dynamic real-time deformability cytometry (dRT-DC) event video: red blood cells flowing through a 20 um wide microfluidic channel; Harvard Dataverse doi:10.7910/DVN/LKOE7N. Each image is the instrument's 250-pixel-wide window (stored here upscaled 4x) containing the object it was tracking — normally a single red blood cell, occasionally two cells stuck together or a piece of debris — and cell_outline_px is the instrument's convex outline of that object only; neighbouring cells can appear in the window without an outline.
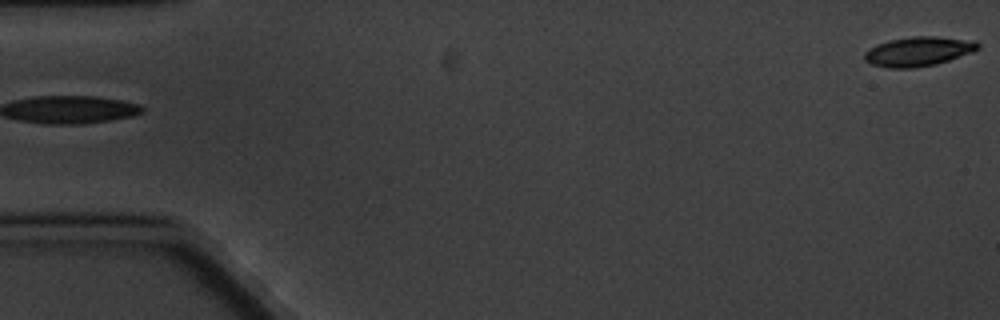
{"species": "common noctule bat (a hibernating species)", "species_latin": "Nyctalus noctula", "temperature_condition": "cold", "stored_images_in_passage": 5, "segment_of_instrument_passage": [2, 2], "camera_frame_rate_fps": 3000, "um_per_image_px": 0.085, "animal": {"sex": "male", "body_mass_g": 20.1, "forearm_length_mm": 53.5}, "frame": {"image": 1, "passage_image": 5, "time_ms": 4.667, "image_size_px": [1000, 320], "cell_outline_px": [[980, 48], [972, 52], [936, 64], [912, 68], [888, 68], [872, 64], [864, 60], [864, 52], [868, 48], [876, 44], [888, 40], [912, 36], [936, 36], [972, 40], [980, 44]], "centroid_in_image_um": [78.03, 4.36], "position_along_channel_um": 7.0, "area_um2": 19.54}}